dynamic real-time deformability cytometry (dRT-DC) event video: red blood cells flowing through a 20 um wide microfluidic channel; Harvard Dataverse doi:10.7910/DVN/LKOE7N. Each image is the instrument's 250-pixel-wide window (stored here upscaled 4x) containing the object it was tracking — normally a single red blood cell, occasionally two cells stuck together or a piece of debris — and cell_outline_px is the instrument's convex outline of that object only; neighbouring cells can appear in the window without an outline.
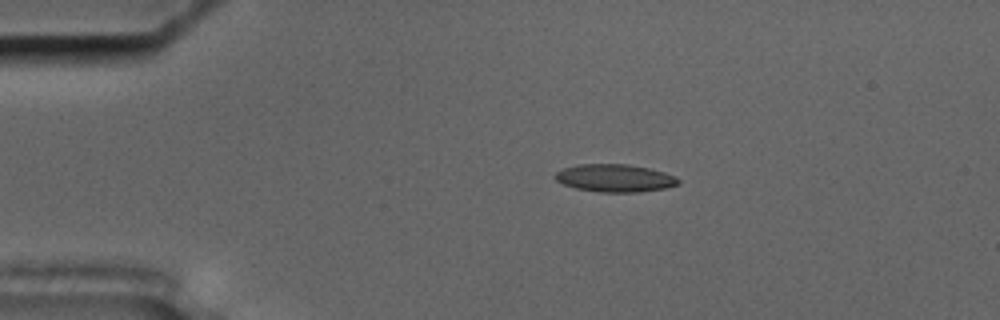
{"species": "common noctule bat (a hibernating species)", "species_latin": "Nyctalus noctula", "temperature_condition": "cold", "stored_images_in_passage": 49, "camera_frame_rate_fps": 3000, "um_per_image_px": 0.085, "animal": {"sex": "male", "body_mass_g": 17.5, "forearm_length_mm": 52.3}, "frame": {"image": 1, "passage_image": 5, "time_ms": 1.333, "image_size_px": [1000, 320], "cell_outline_px": [[680, 184], [664, 188], [636, 192], [600, 192], [576, 188], [564, 184], [556, 180], [552, 176], [560, 168], [576, 164], [628, 164], [648, 168], [664, 172], [676, 176], [680, 180]], "centroid_in_image_um": [52.23, 15.12], "position_along_channel_um": 32.8, "area_um2": 20.0}}
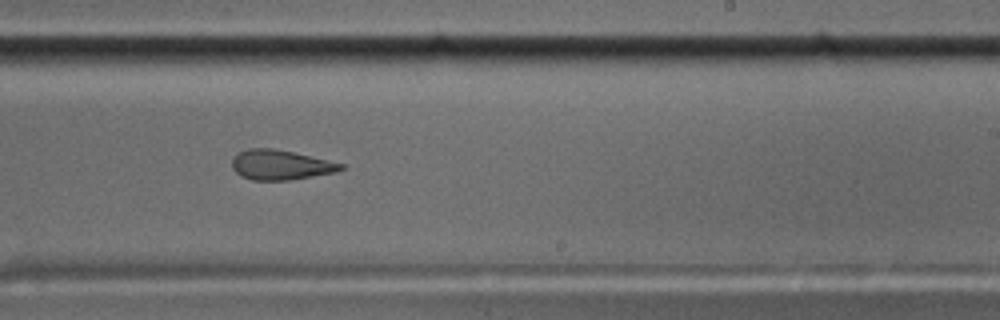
{"frame": {"image": 2, "passage_image": 28, "time_ms": 9.0, "image_size_px": [1000, 320], "cell_outline_px": [[344, 168], [336, 172], [292, 180], [252, 180], [240, 176], [232, 168], [232, 160], [240, 152], [248, 148], [272, 148], [292, 152], [328, 160], [344, 164]], "centroid_in_image_um": [23.85, 14.03], "position_along_channel_um": 265.2, "area_um2": 18.84}}
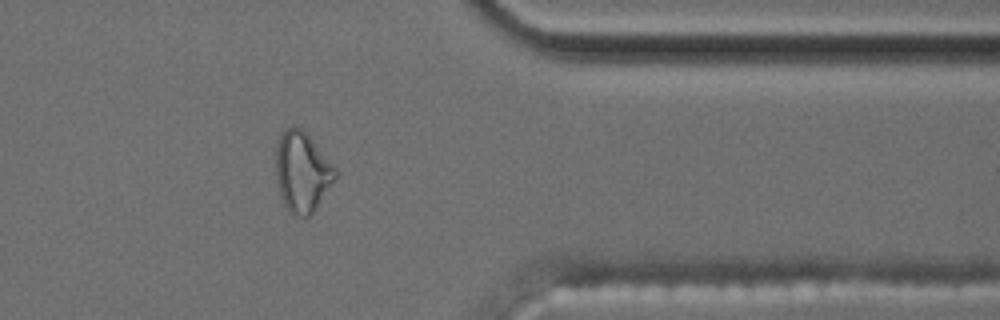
{"frame": {"image": 3, "passage_image": 39, "time_ms": 12.667, "image_size_px": [1000, 320], "cell_outline_px": [[340, 172], [336, 180], [316, 208], [308, 216], [300, 216], [288, 212], [280, 196], [276, 180], [276, 144], [284, 128], [300, 128], [308, 136]], "centroid_in_image_um": [25.69, 14.64], "position_along_channel_um": 385.7, "area_um2": 27.74}, "authors_computed_cell_mechanics": {"area_um2": 19.9988, "velocity_mm_per_s": 3.6351, "shape_relaxation_time_tau1_ms": null, "shape_relaxation_time_tau2_ms": 2.8249, "deformation_change_tau1": null, "deformation_change_tau2": 0.1229}}